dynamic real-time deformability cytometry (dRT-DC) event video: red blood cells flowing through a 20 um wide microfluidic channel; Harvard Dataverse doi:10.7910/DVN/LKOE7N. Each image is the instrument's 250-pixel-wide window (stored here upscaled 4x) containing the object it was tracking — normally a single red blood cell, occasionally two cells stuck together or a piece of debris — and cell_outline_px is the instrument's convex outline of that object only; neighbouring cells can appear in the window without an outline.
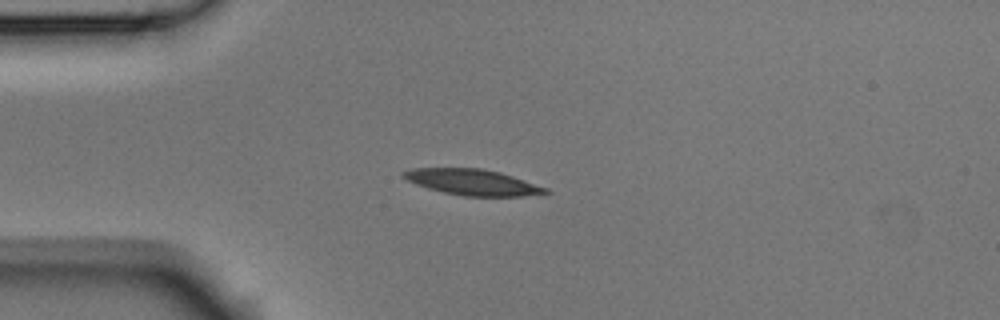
{"species": "Egyptian fruit bat (a non-hibernating species)", "species_latin": "Rousettus aegyptiacus", "temperature_condition": "room temperature", "stored_images_in_passage": 9, "camera_frame_rate_fps": 3000, "um_per_image_px": 0.085, "animal": {"sex": "male"}, "frame": {"image": 1, "passage_image": 4, "time_ms": 1.0, "image_size_px": [1000, 320], "cell_outline_px": [[552, 192], [524, 196], [464, 196], [444, 192], [428, 188], [416, 184], [400, 176], [400, 172], [412, 168], [480, 168], [500, 172], [548, 188]], "centroid_in_image_um": [40.15, 15.48], "position_along_channel_um": 44.9, "area_um2": 21.39}}
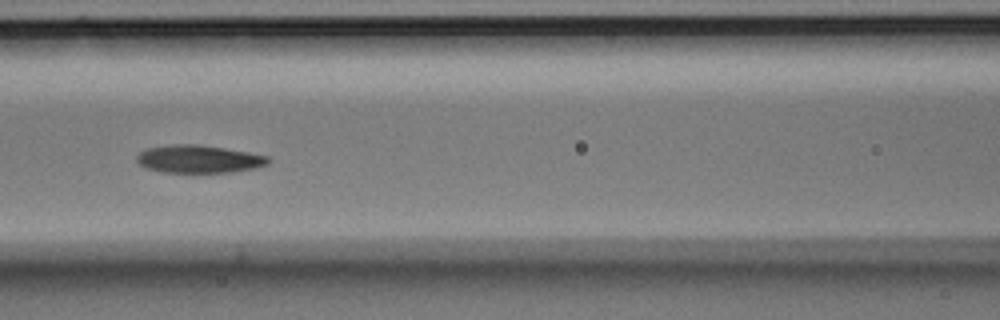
{"frame": {"image": 2, "passage_image": 7, "time_ms": 2.0, "image_size_px": [1000, 320], "cell_outline_px": [[272, 160], [268, 164], [256, 168], [232, 172], [160, 172], [144, 168], [136, 160], [136, 156], [140, 152], [148, 148], [176, 144], [196, 144], [224, 148], [248, 152], [268, 156]], "centroid_in_image_um": [16.91, 13.52], "position_along_channel_um": 149.7, "area_um2": 21.33}}
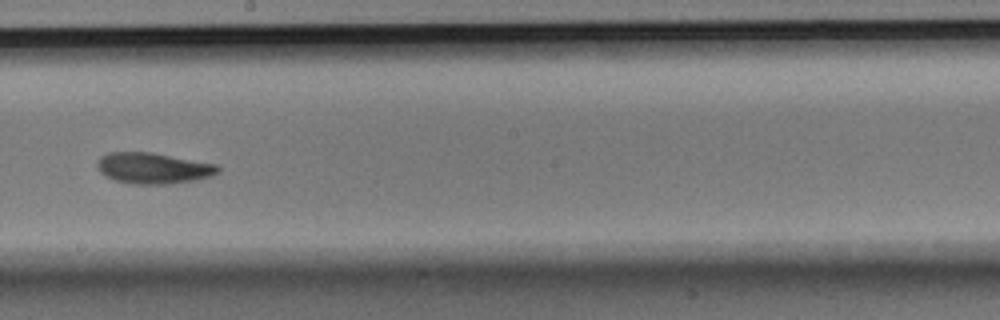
{"frame": {"image": 3, "passage_image": 9, "time_ms": 2.667, "image_size_px": [1000, 320], "cell_outline_px": [[220, 172], [212, 176], [196, 180], [168, 184], [132, 184], [116, 180], [100, 172], [96, 168], [96, 160], [100, 156], [108, 152], [152, 152], [216, 164], [220, 168]], "centroid_in_image_um": [13.02, 14.29], "position_along_channel_um": 235.2, "area_um2": 21.96}}